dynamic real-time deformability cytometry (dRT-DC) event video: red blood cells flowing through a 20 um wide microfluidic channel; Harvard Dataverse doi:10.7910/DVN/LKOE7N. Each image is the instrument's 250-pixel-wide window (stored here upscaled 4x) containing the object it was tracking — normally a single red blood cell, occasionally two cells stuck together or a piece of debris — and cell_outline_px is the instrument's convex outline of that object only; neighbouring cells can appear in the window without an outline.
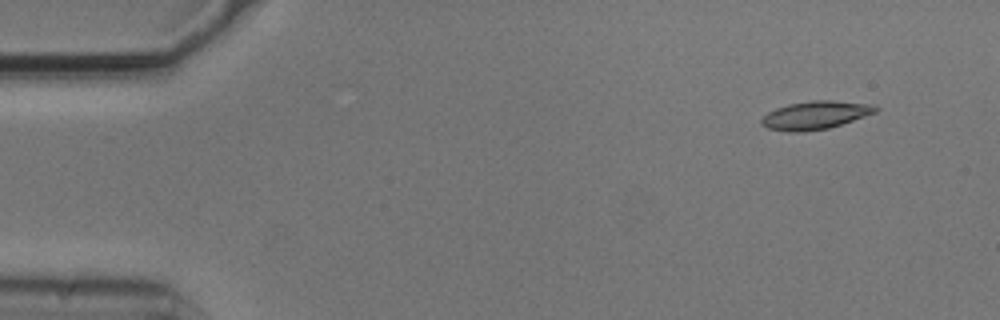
{"species": "common noctule bat (a hibernating species)", "species_latin": "Nyctalus noctula", "temperature_condition": "cold", "stored_images_in_passage": 7, "camera_frame_rate_fps": 3000, "um_per_image_px": 0.085, "animal": {"sex": "male", "body_mass_g": 20.5, "forearm_length_mm": 52.5}, "frame": {"image": 1, "passage_image": 1, "time_ms": 0.0, "image_size_px": [1000, 320], "cell_outline_px": [[880, 108], [876, 112], [828, 128], [804, 132], [788, 132], [768, 128], [760, 124], [760, 120], [768, 112], [776, 108], [788, 104], [812, 100], [832, 100], [872, 104]], "centroid_in_image_um": [69.28, 9.78], "position_along_channel_um": 15.7, "area_um2": 18.67}}